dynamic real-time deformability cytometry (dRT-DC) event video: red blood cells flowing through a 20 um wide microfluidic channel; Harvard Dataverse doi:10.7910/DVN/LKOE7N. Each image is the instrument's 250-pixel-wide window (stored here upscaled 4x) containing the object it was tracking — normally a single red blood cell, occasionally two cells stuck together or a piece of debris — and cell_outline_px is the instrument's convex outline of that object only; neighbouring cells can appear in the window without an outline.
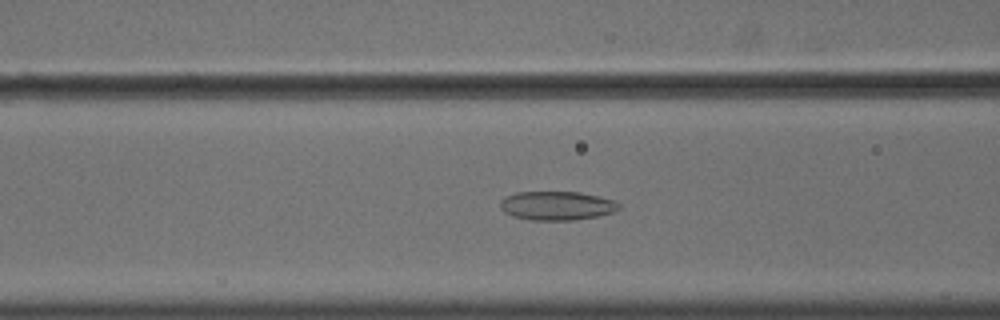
{"species": "common noctule bat (a hibernating species)", "species_latin": "Nyctalus noctula", "temperature_condition": "cold", "stored_images_in_passage": 38, "camera_frame_rate_fps": 3000, "um_per_image_px": 0.085, "animal": {"sex": "male", "body_mass_g": 18.8}, "frame": {"image": 1, "passage_image": 5, "time_ms": 1.333, "image_size_px": [1000, 320], "cell_outline_px": [[620, 208], [616, 212], [596, 216], [572, 220], [532, 220], [512, 216], [504, 212], [500, 208], [500, 200], [504, 196], [516, 192], [580, 192], [616, 200], [620, 204]], "centroid_in_image_um": [47.33, 17.48], "position_along_channel_um": 119.3, "area_um2": 20.17}}
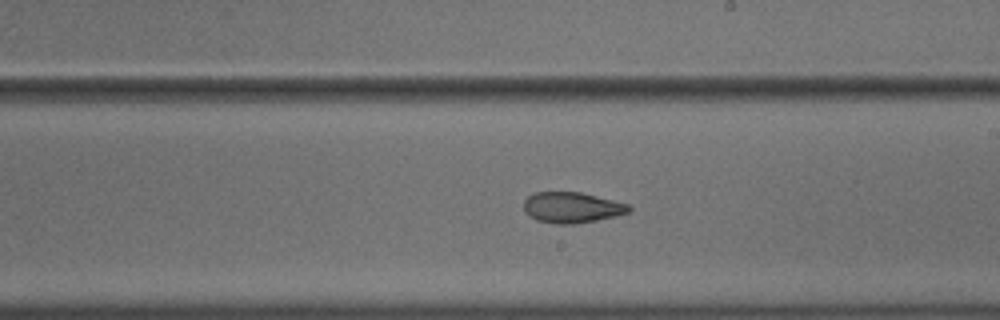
{"frame": {"image": 2, "passage_image": 15, "time_ms": 4.667, "image_size_px": [1000, 320], "cell_outline_px": [[632, 208], [628, 212], [616, 216], [576, 224], [556, 224], [536, 220], [528, 216], [524, 212], [524, 200], [532, 192], [580, 192], [628, 204]], "centroid_in_image_um": [48.56, 17.64], "position_along_channel_um": 240.4, "area_um2": 18.9}}
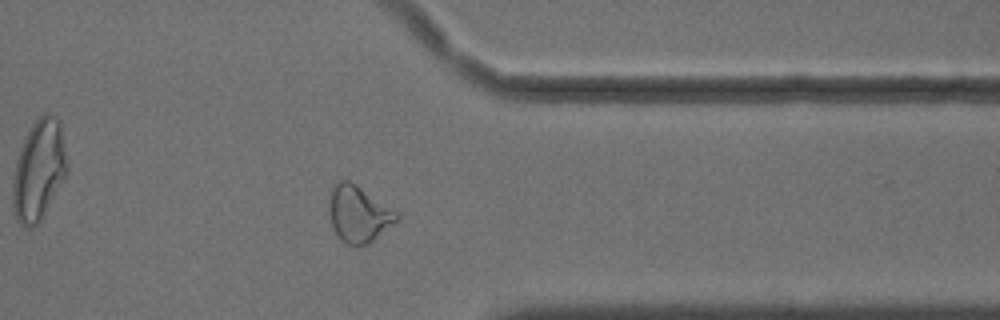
{"frame": {"image": 3, "passage_image": 27, "time_ms": 8.667, "image_size_px": [1000, 320], "cell_outline_px": [[400, 220], [368, 244], [356, 248], [348, 244], [336, 232], [332, 224], [328, 212], [328, 208], [332, 188], [340, 180], [348, 180], [356, 184], [396, 212], [400, 216]], "centroid_in_image_um": [30.49, 18.21], "position_along_channel_um": 380.9, "area_um2": 22.02}, "authors_computed_cell_mechanics": {"area_um2": 19.9699, "velocity_mm_per_s": 3.6277, "shape_relaxation_time_tau1_ms": null, "shape_relaxation_time_tau2_ms": 2.3602, "deformation_change_tau1": null, "deformation_change_tau2": 0.0934}}